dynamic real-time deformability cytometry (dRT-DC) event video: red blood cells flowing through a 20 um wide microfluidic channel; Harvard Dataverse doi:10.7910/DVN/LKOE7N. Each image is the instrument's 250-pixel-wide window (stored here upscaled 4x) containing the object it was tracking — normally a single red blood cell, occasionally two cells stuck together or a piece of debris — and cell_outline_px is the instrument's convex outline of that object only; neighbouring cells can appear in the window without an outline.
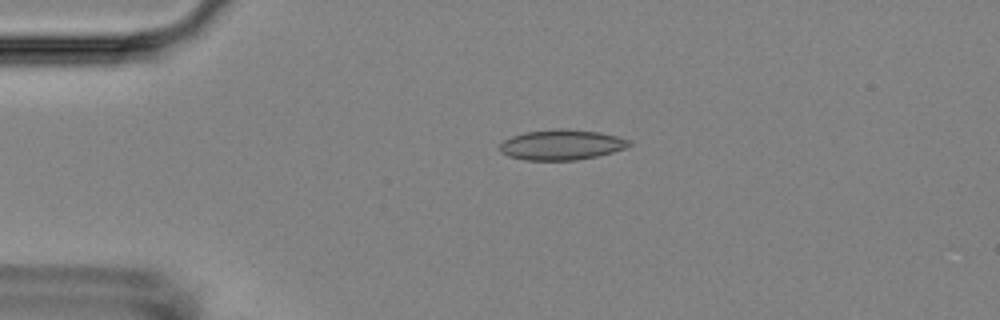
{"species": "Egyptian fruit bat (a non-hibernating species)", "species_latin": "Rousettus aegyptiacus", "temperature_condition": "room temperature", "stored_images_in_passage": 5, "camera_frame_rate_fps": 3000, "um_per_image_px": 0.085, "animal": {"sex": "female"}, "frame": {"image": 1, "passage_image": 4, "time_ms": 3.667, "image_size_px": [1000, 320], "cell_outline_px": [[632, 144], [624, 148], [612, 152], [596, 156], [576, 160], [528, 160], [508, 156], [500, 152], [500, 144], [504, 140], [512, 136], [524, 132], [552, 128], [564, 128], [600, 132], [632, 140]], "centroid_in_image_um": [47.73, 12.29], "position_along_channel_um": 37.3, "area_um2": 22.95}}